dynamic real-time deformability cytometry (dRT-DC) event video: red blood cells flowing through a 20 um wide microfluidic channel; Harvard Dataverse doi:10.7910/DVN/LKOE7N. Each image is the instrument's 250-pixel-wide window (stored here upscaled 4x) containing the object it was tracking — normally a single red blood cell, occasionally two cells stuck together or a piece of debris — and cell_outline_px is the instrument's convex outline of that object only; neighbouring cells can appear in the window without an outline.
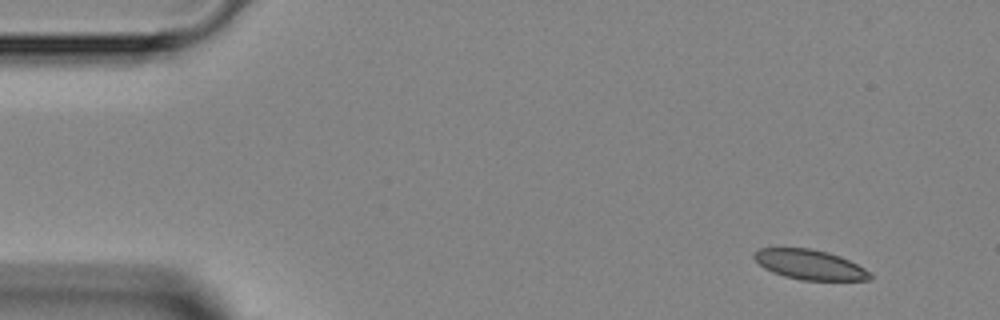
{"species": "Egyptian fruit bat (a non-hibernating species)", "species_latin": "Rousettus aegyptiacus", "temperature_condition": "room temperature", "stored_images_in_passage": 3, "camera_frame_rate_fps": 3000, "um_per_image_px": 0.085, "animal": {"sex": "female"}, "frame": {"image": 1, "passage_image": 1, "time_ms": 0.0, "image_size_px": [1000, 320], "cell_outline_px": [[872, 280], [800, 280], [784, 276], [772, 272], [764, 268], [752, 256], [760, 248], [812, 248], [828, 252], [840, 256], [864, 268], [872, 276]], "centroid_in_image_um": [68.82, 22.49], "position_along_channel_um": 16.2, "area_um2": 20.06}}
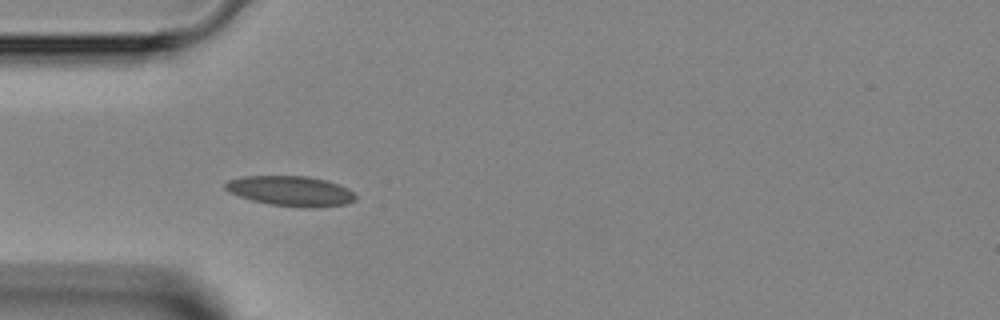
{"frame": {"image": 2, "passage_image": 3, "time_ms": 3.333, "image_size_px": [1000, 320], "cell_outline_px": [[356, 200], [348, 204], [312, 208], [304, 208], [272, 204], [252, 200], [240, 196], [224, 188], [224, 184], [228, 180], [244, 176], [308, 176], [324, 180], [348, 188], [356, 196]], "centroid_in_image_um": [24.74, 16.24], "position_along_channel_um": 60.3, "area_um2": 22.66}}